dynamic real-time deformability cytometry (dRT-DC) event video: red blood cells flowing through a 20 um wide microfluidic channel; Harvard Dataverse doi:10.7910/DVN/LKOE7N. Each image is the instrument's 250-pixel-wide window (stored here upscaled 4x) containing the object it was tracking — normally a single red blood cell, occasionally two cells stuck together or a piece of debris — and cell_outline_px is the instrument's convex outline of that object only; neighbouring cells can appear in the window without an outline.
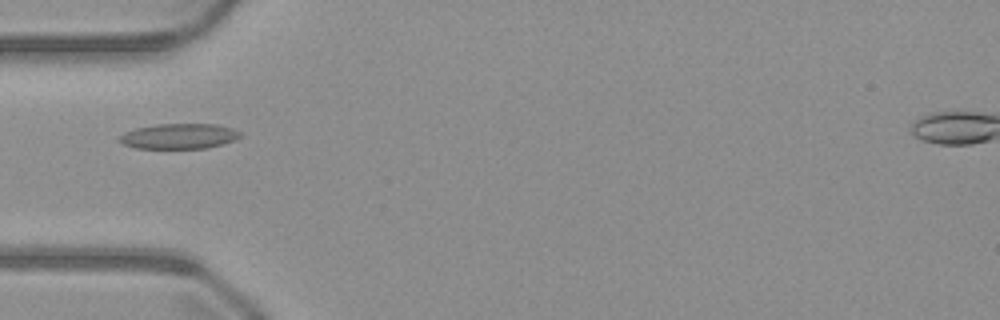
{"species": "common noctule bat (a hibernating species)", "species_latin": "Nyctalus noctula", "temperature_condition": "warm", "stored_images_in_passage": 51, "camera_frame_rate_fps": 3000, "um_per_image_px": 0.085, "animal": {"sex": "male", "body_mass_g": 23.1, "forearm_length_mm": 52.7}, "frame": {"image": 1, "passage_image": 17, "time_ms": 5.333, "image_size_px": [1000, 320], "cell_outline_px": [[244, 132], [236, 140], [224, 144], [204, 148], [136, 148], [124, 144], [116, 140], [124, 132], [136, 128], [156, 124], [216, 124], [232, 128]], "centroid_in_image_um": [15.25, 11.57], "position_along_channel_um": 69.8, "area_um2": 17.92}}
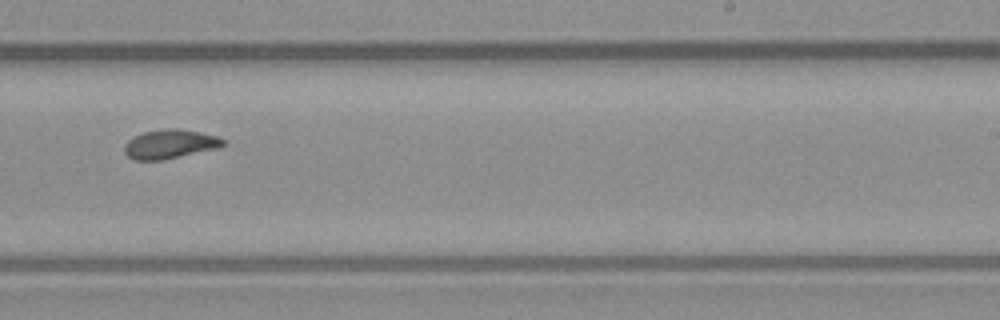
{"frame": {"image": 2, "passage_image": 32, "time_ms": 10.333, "image_size_px": [1000, 320], "cell_outline_px": [[224, 144], [216, 148], [164, 160], [132, 160], [124, 152], [124, 144], [132, 136], [144, 132], [168, 128], [176, 128], [200, 132], [220, 136], [224, 140]], "centroid_in_image_um": [14.41, 12.24], "position_along_channel_um": 274.6, "area_um2": 16.76}}
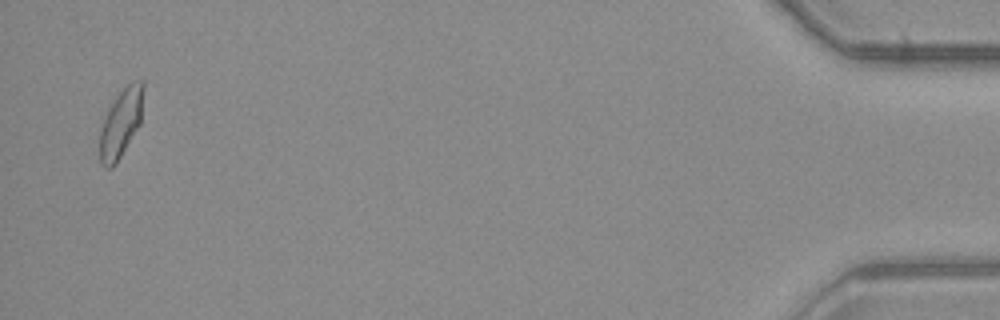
{"frame": {"image": 3, "passage_image": 50, "time_ms": 16.333, "image_size_px": [1000, 320], "cell_outline_px": [[144, 88], [140, 124], [116, 164], [112, 168], [104, 168], [100, 164], [100, 128], [116, 96], [132, 80], [144, 80]], "centroid_in_image_um": [10.29, 10.47], "position_along_channel_um": 424.9, "area_um2": 17.28}}